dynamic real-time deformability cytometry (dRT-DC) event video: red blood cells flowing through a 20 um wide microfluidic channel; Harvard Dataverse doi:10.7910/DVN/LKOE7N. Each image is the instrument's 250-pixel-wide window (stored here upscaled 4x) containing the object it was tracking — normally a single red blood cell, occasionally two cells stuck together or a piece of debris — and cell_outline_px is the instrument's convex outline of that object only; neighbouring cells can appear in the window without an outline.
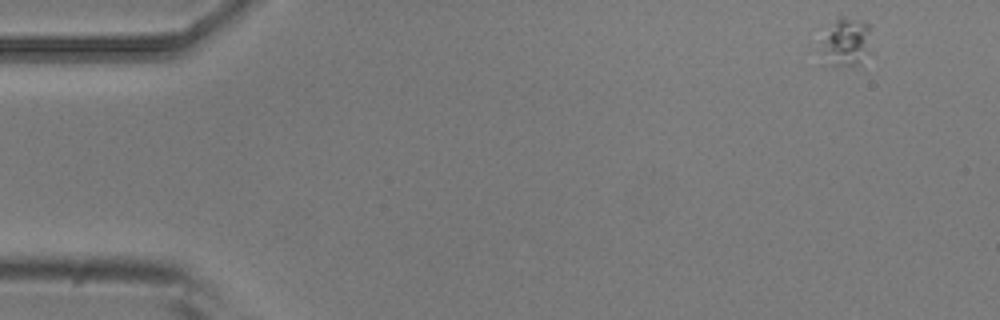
{"species": "common noctule bat (a hibernating species)", "species_latin": "Nyctalus noctula", "temperature_condition": "room temperature", "stored_images_in_passage": 4, "camera_frame_rate_fps": 3000, "um_per_image_px": 0.085, "animal": {"sex": "male", "body_mass_g": 20.5, "forearm_length_mm": 52.5}, "frame": {"image": 1, "passage_image": 1, "time_ms": 0.0, "image_size_px": [1000, 320], "cell_outline_px": [[872, 28], [868, 52], [860, 64], [852, 68], [820, 64], [820, 52], [840, 12], [864, 20], [872, 24]], "centroid_in_image_um": [71.97, 3.6], "position_along_channel_um": 13.0, "area_um2": 14.91}}